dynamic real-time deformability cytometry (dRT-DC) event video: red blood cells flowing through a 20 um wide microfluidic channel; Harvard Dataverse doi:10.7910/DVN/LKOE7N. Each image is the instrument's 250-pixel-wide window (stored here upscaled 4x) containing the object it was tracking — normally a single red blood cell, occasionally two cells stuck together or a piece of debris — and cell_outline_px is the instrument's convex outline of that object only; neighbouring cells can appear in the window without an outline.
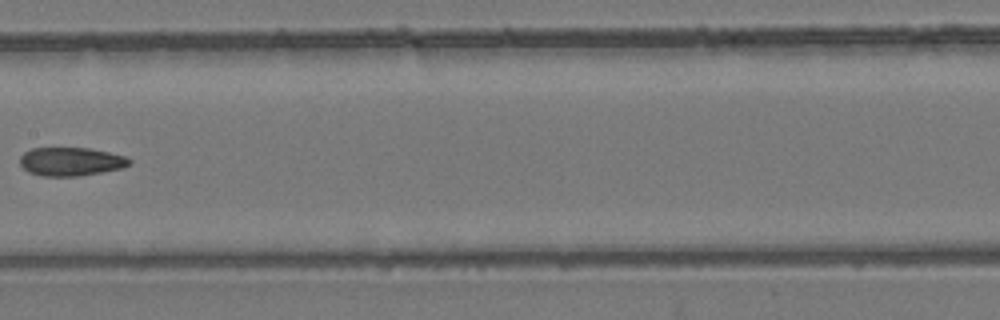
{"species": "common noctule bat (a hibernating species)", "species_latin": "Nyctalus noctula", "temperature_condition": "room temperature", "stored_images_in_passage": 10, "camera_frame_rate_fps": 3000, "um_per_image_px": 0.085, "animal": {"sex": "female", "body_mass_g": 24.6, "forearm_length_mm": 56.2}, "frame": {"image": 1, "passage_image": 9, "time_ms": 9.333, "image_size_px": [1000, 320], "cell_outline_px": [[132, 164], [124, 168], [80, 176], [44, 176], [28, 172], [20, 164], [20, 156], [24, 152], [32, 148], [88, 148], [128, 156], [132, 160]], "centroid_in_image_um": [6.07, 13.73], "position_along_channel_um": 201.3, "area_um2": 18.38}}
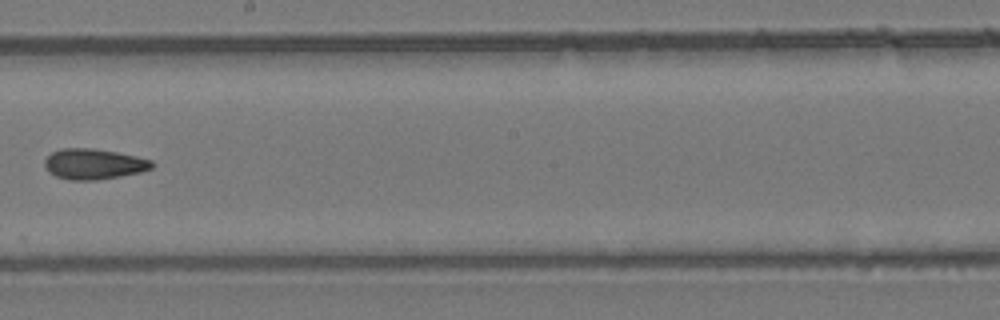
{"frame": {"image": 2, "passage_image": 10, "time_ms": 10.333, "image_size_px": [1000, 320], "cell_outline_px": [[152, 168], [140, 172], [120, 176], [96, 180], [68, 180], [56, 176], [48, 172], [44, 164], [44, 160], [52, 152], [60, 148], [92, 148], [116, 152], [136, 156], [152, 160]], "centroid_in_image_um": [7.93, 13.94], "position_along_channel_um": 240.3, "area_um2": 19.07}}